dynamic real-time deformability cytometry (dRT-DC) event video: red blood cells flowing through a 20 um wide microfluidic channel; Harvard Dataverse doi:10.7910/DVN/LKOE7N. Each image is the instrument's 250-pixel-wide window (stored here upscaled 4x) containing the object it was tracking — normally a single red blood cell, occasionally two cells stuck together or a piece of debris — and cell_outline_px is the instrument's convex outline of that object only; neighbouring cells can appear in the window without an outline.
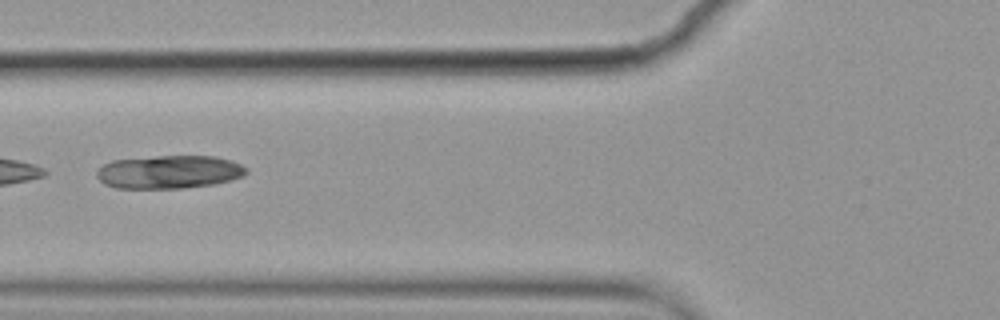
{"species": "common noctule bat (a hibernating species)", "species_latin": "Nyctalus noctula", "temperature_condition": "cold", "stored_images_in_passage": 7, "camera_frame_rate_fps": 3000, "um_per_image_px": 0.085, "animal": {"sex": "female", "body_mass_g": 19.9}, "frame": {"image": 1, "passage_image": 6, "time_ms": 1.667, "image_size_px": [1000, 320], "cell_outline_px": [[248, 172], [244, 176], [232, 180], [216, 184], [184, 188], [116, 188], [104, 184], [96, 176], [96, 172], [104, 164], [112, 160], [156, 156], [216, 156], [232, 160], [248, 168]], "centroid_in_image_um": [14.42, 14.61], "position_along_channel_um": 111.4, "area_um2": 29.25}}
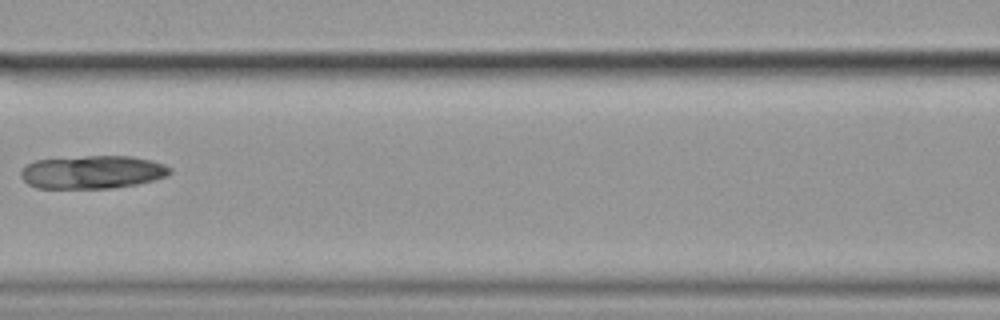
{"frame": {"image": 2, "passage_image": 7, "time_ms": 2.0, "image_size_px": [1000, 320], "cell_outline_px": [[172, 172], [168, 176], [136, 184], [112, 188], [36, 188], [28, 184], [20, 176], [20, 172], [28, 164], [36, 160], [84, 156], [132, 156], [152, 160], [164, 164], [172, 168]], "centroid_in_image_um": [7.88, 14.62], "position_along_channel_um": 158.7, "area_um2": 28.84}}